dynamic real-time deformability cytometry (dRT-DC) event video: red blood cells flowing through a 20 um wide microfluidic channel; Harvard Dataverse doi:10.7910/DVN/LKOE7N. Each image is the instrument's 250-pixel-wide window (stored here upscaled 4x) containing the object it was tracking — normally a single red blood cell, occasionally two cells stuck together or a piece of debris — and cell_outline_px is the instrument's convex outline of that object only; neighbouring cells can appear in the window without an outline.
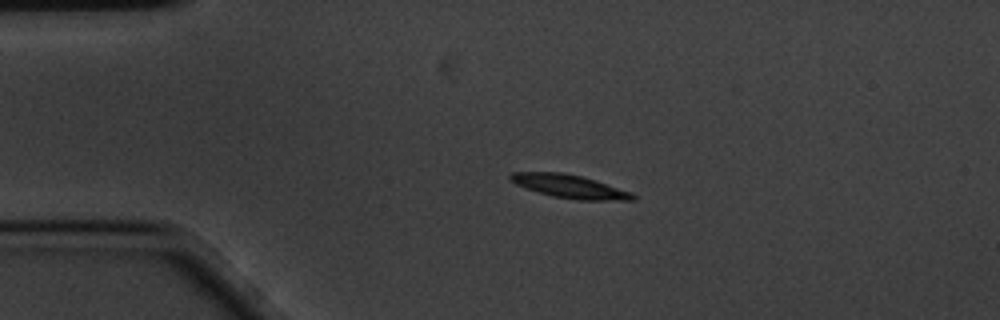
{"species": "common noctule bat (a hibernating species)", "species_latin": "Nyctalus noctula", "temperature_condition": "cold", "stored_images_in_passage": 47, "camera_frame_rate_fps": 3000, "um_per_image_px": 0.085, "animal": {"sex": "male", "body_mass_g": 20.1, "forearm_length_mm": 53.5}, "frame": {"image": 1, "passage_image": 1, "time_ms": 0.0, "image_size_px": [1000, 320], "cell_outline_px": [[636, 200], [576, 200], [552, 196], [524, 188], [508, 180], [508, 176], [512, 172], [564, 172], [596, 180], [632, 192], [636, 196]], "centroid_in_image_um": [48.4, 15.84], "position_along_channel_um": 36.6, "area_um2": 16.82}}
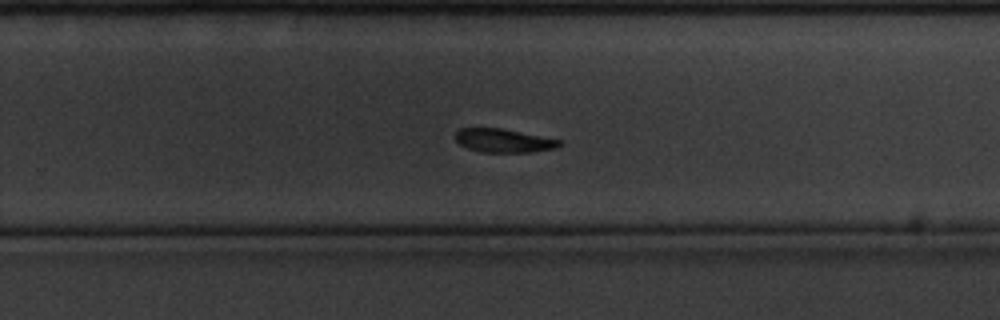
{"frame": {"image": 2, "passage_image": 26, "time_ms": 8.333, "image_size_px": [1000, 320], "cell_outline_px": [[564, 144], [556, 148], [532, 152], [484, 152], [468, 148], [460, 144], [456, 140], [456, 132], [460, 128], [500, 128], [560, 140]], "centroid_in_image_um": [42.83, 11.95], "position_along_channel_um": 287.0, "area_um2": 14.1}}
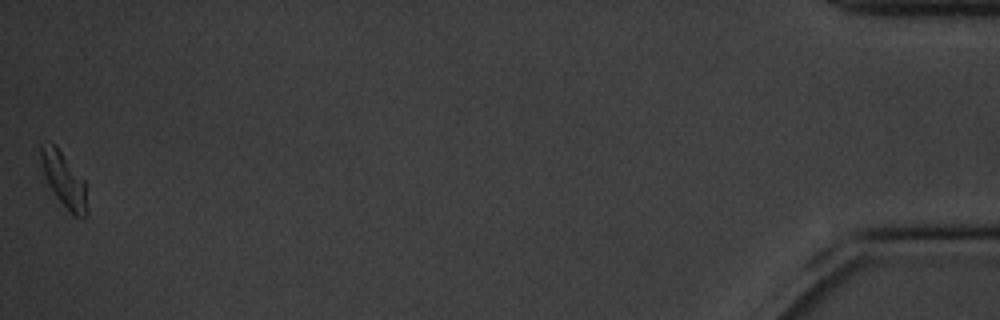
{"frame": {"image": 3, "passage_image": 47, "time_ms": 15.333, "image_size_px": [1000, 320], "cell_outline_px": [[88, 216], [84, 220], [72, 216], [56, 196], [48, 184], [40, 160], [40, 144], [56, 144], [88, 184]], "centroid_in_image_um": [5.53, 15.36], "position_along_channel_um": 429.7, "area_um2": 15.37}}